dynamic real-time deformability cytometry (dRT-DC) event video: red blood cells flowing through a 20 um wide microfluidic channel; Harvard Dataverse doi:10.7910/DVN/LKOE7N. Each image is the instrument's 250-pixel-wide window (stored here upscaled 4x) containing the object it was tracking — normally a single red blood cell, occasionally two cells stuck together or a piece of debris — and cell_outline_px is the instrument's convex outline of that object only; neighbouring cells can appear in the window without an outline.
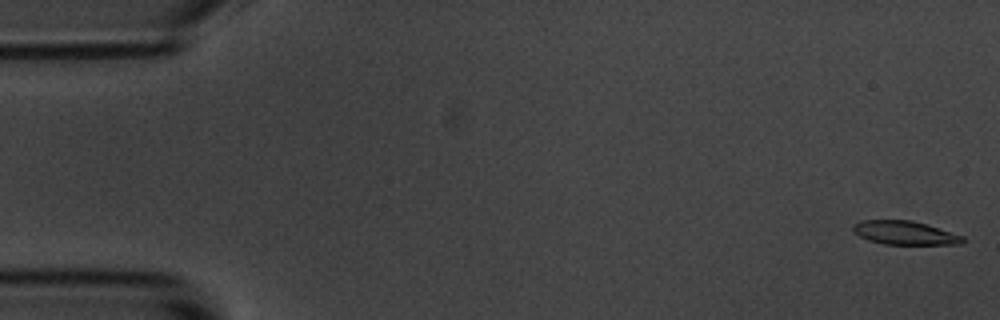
{"species": "common noctule bat (a hibernating species)", "species_latin": "Nyctalus noctula", "temperature_condition": "room temperature", "stored_images_in_passage": 55, "camera_frame_rate_fps": 3000, "um_per_image_px": 0.085, "animal": {"sex": "male", "body_mass_g": 20.1, "forearm_length_mm": 53.5}, "frame": {"image": 1, "passage_image": 1, "time_ms": 0.0, "image_size_px": [1000, 320], "cell_outline_px": [[964, 244], [884, 244], [868, 240], [852, 232], [852, 224], [860, 220], [912, 220], [964, 236]], "centroid_in_image_um": [76.86, 19.79], "position_along_channel_um": 8.1, "area_um2": 15.14}}
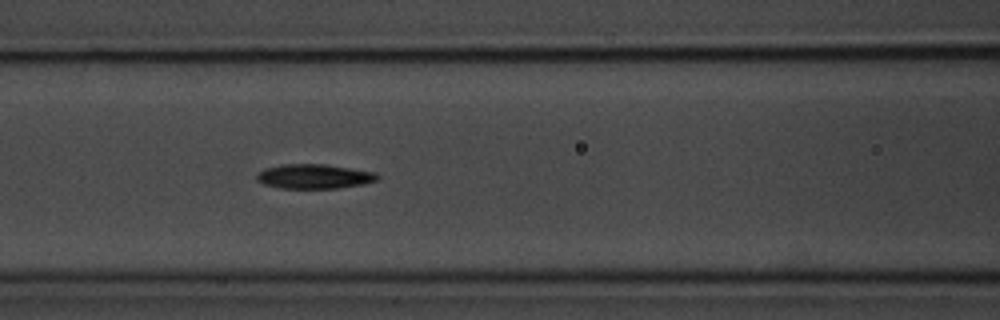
{"frame": {"image": 2, "passage_image": 23, "time_ms": 7.333, "image_size_px": [1000, 320], "cell_outline_px": [[380, 176], [376, 180], [364, 184], [336, 188], [280, 188], [264, 184], [256, 180], [256, 176], [264, 168], [280, 164], [324, 164], [376, 172]], "centroid_in_image_um": [26.69, 14.99], "position_along_channel_um": 139.9, "area_um2": 17.22}}
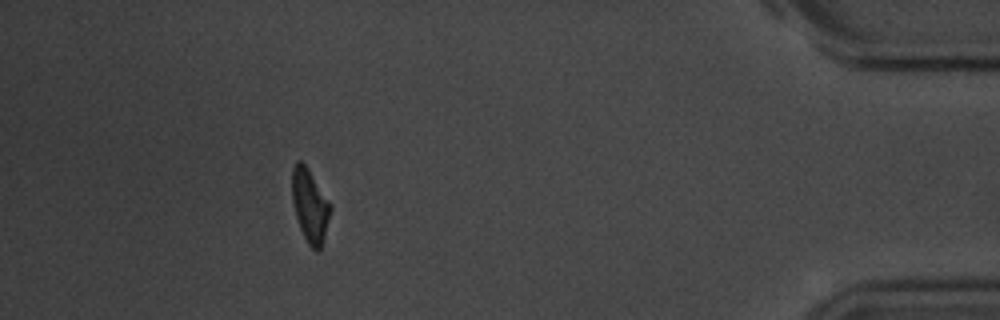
{"frame": {"image": 3, "passage_image": 50, "time_ms": 16.333, "image_size_px": [1000, 320], "cell_outline_px": [[332, 208], [324, 240], [320, 252], [316, 252], [308, 244], [300, 228], [296, 216], [292, 200], [292, 168], [296, 160], [300, 160], [304, 164], [332, 204]], "centroid_in_image_um": [26.36, 17.52], "position_along_channel_um": 408.8, "area_um2": 16.47}, "authors_computed_cell_mechanics": {"area_um2": 16.9354, "velocity_mm_per_s": 3.6077, "shape_relaxation_time_tau1_ms": 2.4181, "shape_relaxation_time_tau2_ms": 3.5645, "deformation_change_tau1": 0.1543, "deformation_change_tau2": 0.0991}}